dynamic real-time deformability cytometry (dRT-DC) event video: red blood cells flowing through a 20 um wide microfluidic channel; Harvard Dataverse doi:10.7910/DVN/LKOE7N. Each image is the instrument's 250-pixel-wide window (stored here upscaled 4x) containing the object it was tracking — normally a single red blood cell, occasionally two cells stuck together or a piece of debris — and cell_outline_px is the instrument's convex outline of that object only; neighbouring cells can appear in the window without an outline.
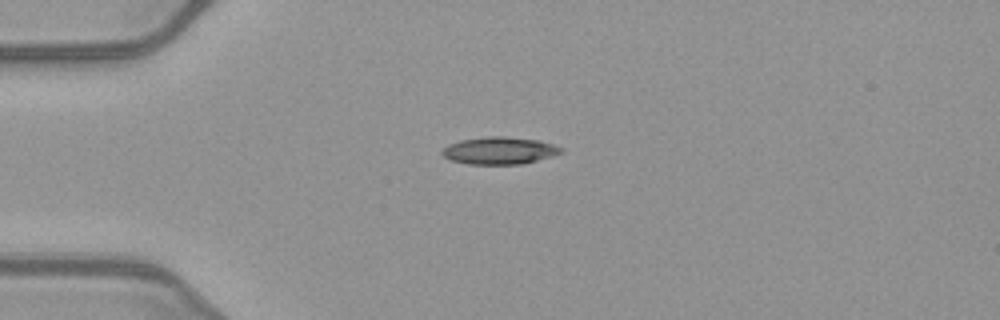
{"species": "common noctule bat (a hibernating species)", "species_latin": "Nyctalus noctula", "temperature_condition": "warm", "stored_images_in_passage": 39, "camera_frame_rate_fps": 3000, "um_per_image_px": 0.085, "animal": {"sex": "female", "body_mass_g": 21.9}, "frame": {"image": 1, "passage_image": 1, "time_ms": 0.0, "image_size_px": [1000, 320], "cell_outline_px": [[564, 152], [552, 156], [520, 164], [468, 164], [452, 160], [444, 156], [440, 152], [448, 144], [460, 140], [488, 136], [504, 136], [540, 140], [564, 148]], "centroid_in_image_um": [42.47, 12.79], "position_along_channel_um": 42.5, "area_um2": 18.9}}
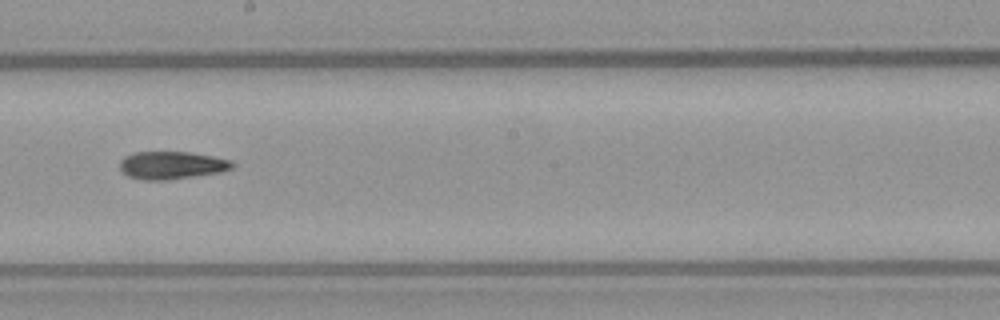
{"frame": {"image": 2, "passage_image": 17, "time_ms": 5.333, "image_size_px": [1000, 320], "cell_outline_px": [[236, 164], [232, 168], [220, 172], [168, 180], [140, 180], [128, 176], [120, 172], [120, 160], [124, 156], [136, 152], [188, 152], [212, 156], [232, 160]], "centroid_in_image_um": [14.57, 14.05], "position_along_channel_um": 233.6, "area_um2": 18.32}}
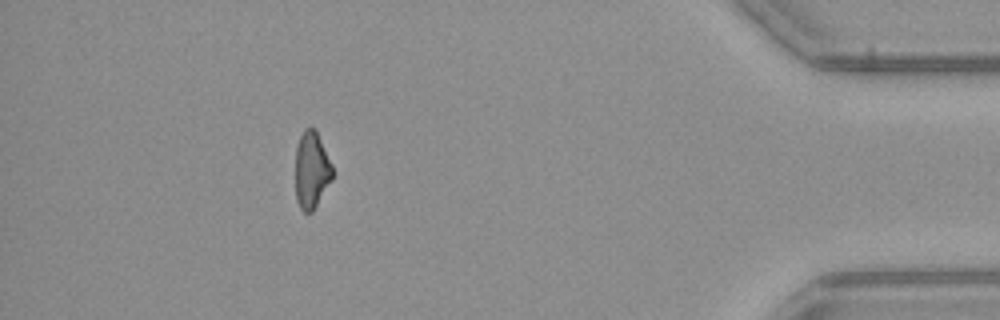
{"frame": {"image": 3, "passage_image": 34, "time_ms": 11.0, "image_size_px": [1000, 320], "cell_outline_px": [[332, 180], [312, 212], [304, 212], [300, 208], [296, 200], [296, 148], [300, 136], [304, 128], [316, 128], [332, 164]], "centroid_in_image_um": [26.49, 14.44], "position_along_channel_um": 408.7, "area_um2": 16.65}, "authors_computed_cell_mechanics": {"area_um2": 18.1492, "velocity_mm_per_s": 4.045, "shape_relaxation_time_tau1_ms": 10.2987, "shape_relaxation_time_tau2_ms": 5.1121, "deformation_change_tau1": 0.2335, "deformation_change_tau2": 0.1416}}